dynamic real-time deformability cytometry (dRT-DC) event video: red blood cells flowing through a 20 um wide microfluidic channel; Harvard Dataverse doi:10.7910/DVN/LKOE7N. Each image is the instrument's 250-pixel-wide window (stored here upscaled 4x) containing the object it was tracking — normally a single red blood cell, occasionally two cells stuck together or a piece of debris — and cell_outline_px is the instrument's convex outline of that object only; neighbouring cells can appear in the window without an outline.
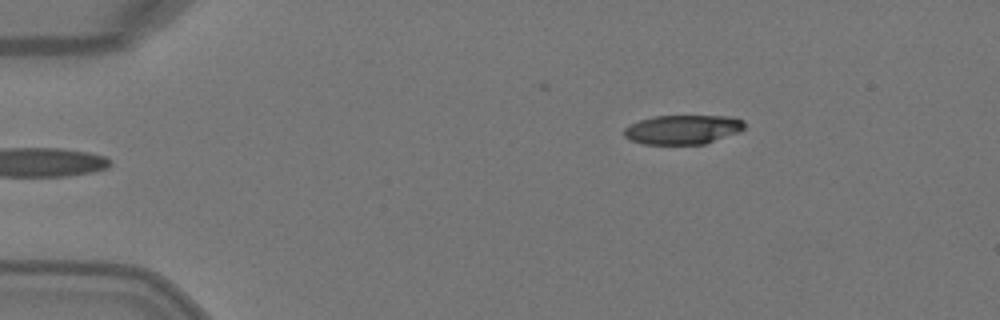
{"species": "Egyptian fruit bat (a non-hibernating species)", "species_latin": "Rousettus aegyptiacus", "temperature_condition": "warm", "stored_images_in_passage": 5, "camera_frame_rate_fps": 3000, "um_per_image_px": 0.085, "animal": {"sex": "female"}, "frame": {"image": 1, "passage_image": 5, "time_ms": 1.333, "image_size_px": [1000, 320], "cell_outline_px": [[744, 128], [740, 132], [704, 144], [644, 144], [632, 140], [624, 136], [624, 128], [640, 120], [652, 116], [732, 116], [744, 120]], "centroid_in_image_um": [58.07, 11.0], "position_along_channel_um": 26.9, "area_um2": 20.52}}